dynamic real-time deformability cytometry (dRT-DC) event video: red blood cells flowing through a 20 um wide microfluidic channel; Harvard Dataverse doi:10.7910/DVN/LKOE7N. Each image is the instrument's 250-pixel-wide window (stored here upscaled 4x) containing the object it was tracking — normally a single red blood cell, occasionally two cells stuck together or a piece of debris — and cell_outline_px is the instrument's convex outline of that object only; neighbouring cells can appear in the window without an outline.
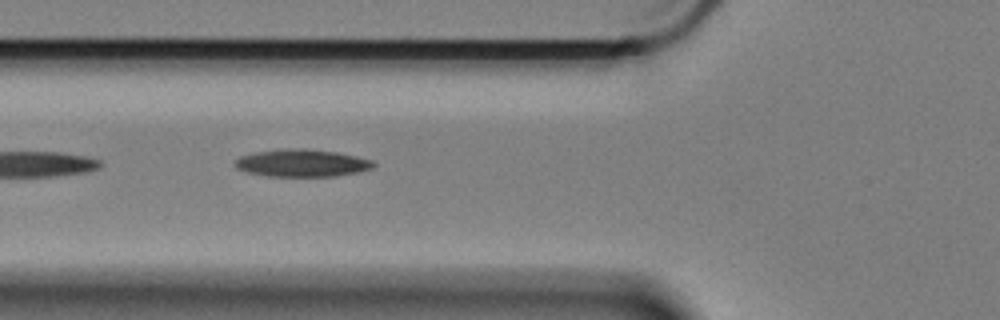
{"species": "Egyptian fruit bat (a non-hibernating species)", "species_latin": "Rousettus aegyptiacus", "temperature_condition": "cold", "stored_images_in_passage": 15, "camera_frame_rate_fps": 3000, "um_per_image_px": 0.085, "animal": {"sex": "female"}, "frame": {"image": 1, "passage_image": 5, "time_ms": 1.333, "image_size_px": [1000, 320], "cell_outline_px": [[376, 164], [372, 168], [356, 172], [336, 176], [268, 176], [248, 172], [236, 168], [232, 164], [240, 156], [256, 152], [288, 148], [304, 148], [336, 152], [356, 156], [372, 160]], "centroid_in_image_um": [25.65, 13.85], "position_along_channel_um": 100.2, "area_um2": 22.02}}